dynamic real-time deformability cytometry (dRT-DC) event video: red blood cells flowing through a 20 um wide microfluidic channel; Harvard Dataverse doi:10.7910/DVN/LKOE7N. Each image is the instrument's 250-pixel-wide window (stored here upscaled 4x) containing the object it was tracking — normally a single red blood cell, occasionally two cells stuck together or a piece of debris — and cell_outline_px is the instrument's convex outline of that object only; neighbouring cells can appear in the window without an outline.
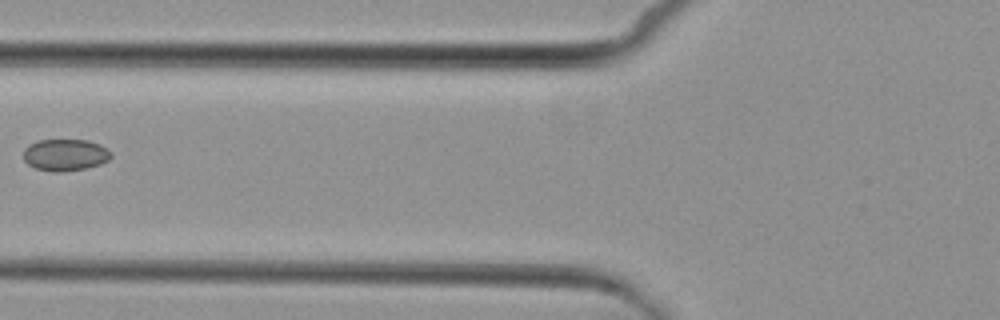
{"species": "common noctule bat (a hibernating species)", "species_latin": "Nyctalus noctula", "temperature_condition": "cold", "stored_images_in_passage": 2, "camera_frame_rate_fps": 3000, "um_per_image_px": 0.085, "animal": {"sex": "female", "body_mass_g": 29.2, "forearm_length_mm": 56.3}, "frame": {"image": 1, "passage_image": 2, "time_ms": 1.333, "image_size_px": [1000, 320], "cell_outline_px": [[112, 156], [108, 160], [100, 164], [84, 168], [60, 172], [52, 172], [36, 168], [28, 164], [24, 160], [24, 148], [28, 144], [40, 140], [88, 140], [100, 144], [108, 148], [112, 152]], "centroid_in_image_um": [5.55, 13.16], "position_along_channel_um": 120.2, "area_um2": 16.3}}